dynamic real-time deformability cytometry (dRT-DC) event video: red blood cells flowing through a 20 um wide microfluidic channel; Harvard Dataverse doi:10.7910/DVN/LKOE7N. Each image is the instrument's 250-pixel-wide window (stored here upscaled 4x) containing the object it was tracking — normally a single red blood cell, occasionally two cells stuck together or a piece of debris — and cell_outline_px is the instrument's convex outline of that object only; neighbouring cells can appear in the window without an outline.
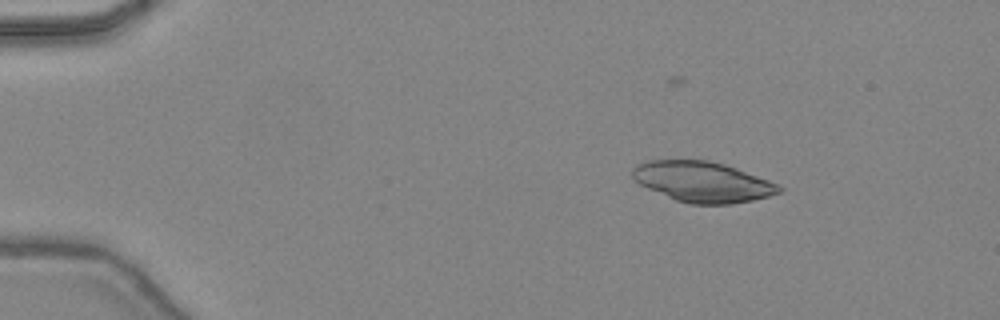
{"species": "common noctule bat (a hibernating species)", "species_latin": "Nyctalus noctula", "temperature_condition": "warm", "stored_images_in_passage": 47, "camera_frame_rate_fps": 3000, "um_per_image_px": 0.085, "animal": {"sex": "female", "body_mass_g": 24.6, "forearm_length_mm": 56.2}, "frame": {"image": 1, "passage_image": 7, "time_ms": 2.0, "image_size_px": [1000, 320], "cell_outline_px": [[784, 188], [780, 192], [768, 196], [752, 200], [732, 204], [692, 204], [676, 200], [648, 188], [632, 180], [632, 168], [636, 164], [648, 160], [708, 160], [724, 164], [736, 168], [780, 184]], "centroid_in_image_um": [59.71, 15.45], "position_along_channel_um": 25.3, "area_um2": 34.56}}
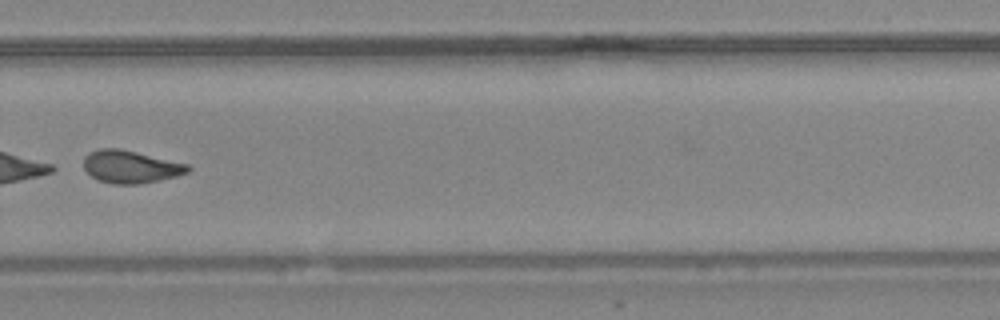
{"frame": {"image": 2, "passage_image": 33, "time_ms": 10.667, "image_size_px": [1000, 320], "cell_outline_px": [[192, 168], [188, 172], [176, 176], [136, 184], [112, 184], [96, 180], [84, 168], [84, 156], [88, 152], [100, 148], [120, 148], [188, 164]], "centroid_in_image_um": [11.07, 14.16], "position_along_channel_um": 318.7, "area_um2": 19.77}}